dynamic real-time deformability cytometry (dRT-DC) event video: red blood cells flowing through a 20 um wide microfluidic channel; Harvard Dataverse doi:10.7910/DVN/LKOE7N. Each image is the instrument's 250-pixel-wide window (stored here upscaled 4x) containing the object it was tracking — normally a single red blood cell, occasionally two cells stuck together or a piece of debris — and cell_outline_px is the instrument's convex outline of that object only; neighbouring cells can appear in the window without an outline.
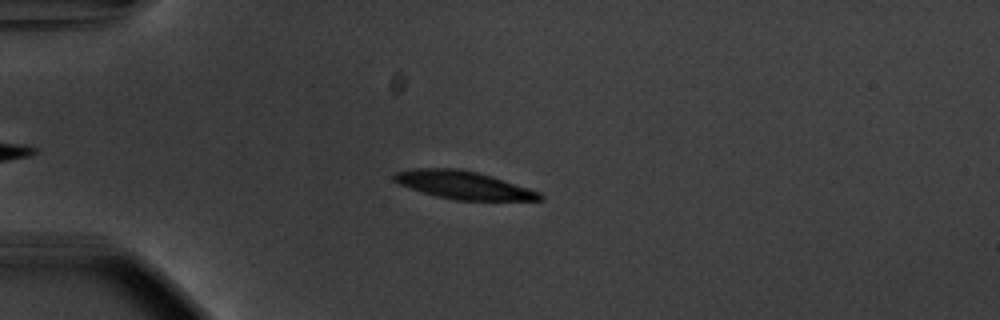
{"species": "common noctule bat (a hibernating species)", "species_latin": "Nyctalus noctula", "temperature_condition": "warm", "stored_images_in_passage": 43, "camera_frame_rate_fps": 3000, "um_per_image_px": 0.085, "animal": {"sex": "male", "body_mass_g": 20.1, "forearm_length_mm": 53.5}, "frame": {"image": 1, "passage_image": 12, "time_ms": 3.667, "image_size_px": [1000, 320], "cell_outline_px": [[544, 200], [456, 200], [436, 196], [396, 184], [392, 180], [392, 176], [396, 172], [412, 168], [456, 168], [476, 172], [492, 176], [540, 192], [544, 196]], "centroid_in_image_um": [39.35, 15.73], "position_along_channel_um": 45.7, "area_um2": 23.76}}
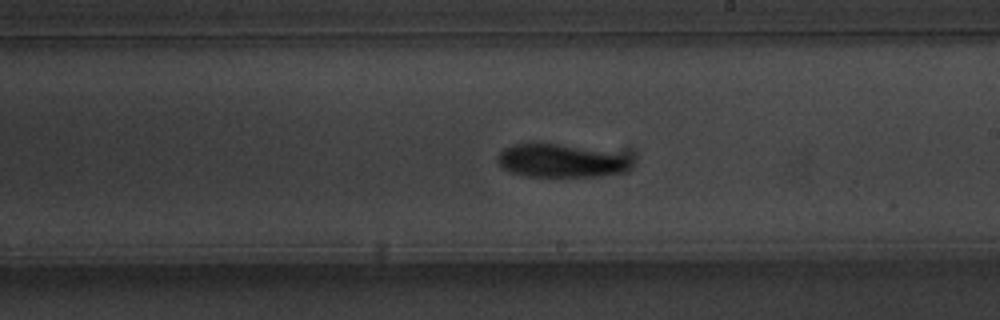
{"frame": {"image": 2, "passage_image": 30, "time_ms": 9.667, "image_size_px": [1000, 320], "cell_outline_px": [[632, 160], [628, 168], [624, 172], [600, 176], [524, 176], [508, 172], [496, 160], [500, 152], [504, 148], [512, 144], [540, 140], [604, 152], [624, 156]], "centroid_in_image_um": [47.55, 13.64], "position_along_channel_um": 241.5, "area_um2": 26.07}}
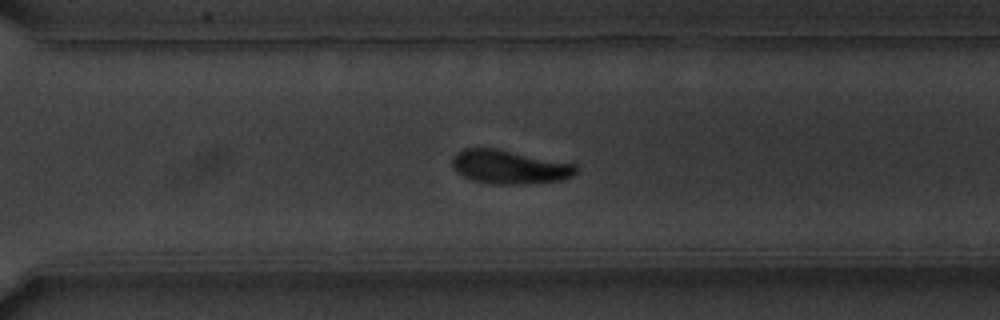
{"frame": {"image": 3, "passage_image": 37, "time_ms": 12.0, "image_size_px": [1000, 320], "cell_outline_px": [[576, 172], [572, 176], [560, 180], [516, 184], [496, 184], [476, 180], [464, 176], [456, 172], [452, 168], [452, 156], [456, 152], [464, 148], [496, 148], [576, 164]], "centroid_in_image_um": [43.26, 14.17], "position_along_channel_um": 327.3, "area_um2": 24.1}, "authors_computed_cell_mechanics": {"area_um2": 24.5072, "velocity_mm_per_s": 3.6998, "shape_relaxation_time_tau1_ms": 2.4461, "shape_relaxation_time_tau2_ms": 3.418, "deformation_change_tau1": 0.1201, "deformation_change_tau2": 0.0579}}